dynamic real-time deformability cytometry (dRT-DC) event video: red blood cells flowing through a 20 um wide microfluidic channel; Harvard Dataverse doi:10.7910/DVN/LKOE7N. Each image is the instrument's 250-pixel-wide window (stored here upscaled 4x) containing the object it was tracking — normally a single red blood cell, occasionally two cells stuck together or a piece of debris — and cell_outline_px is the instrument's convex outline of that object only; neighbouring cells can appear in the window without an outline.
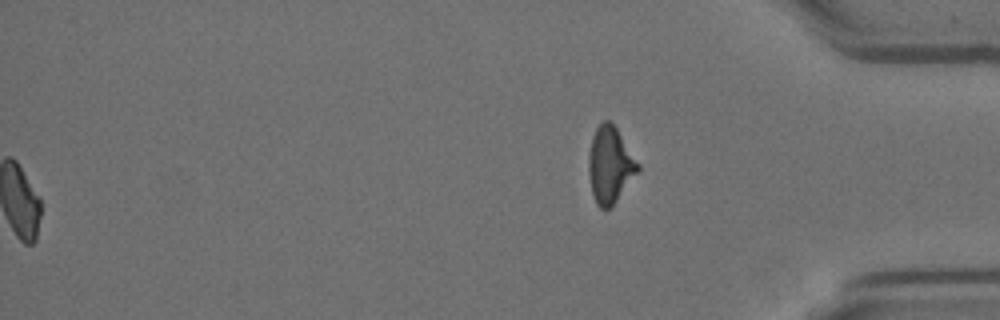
{"species": "Egyptian fruit bat (a non-hibernating species)", "species_latin": "Rousettus aegyptiacus", "temperature_condition": "room temperature", "stored_images_in_passage": 54, "segment_of_instrument_passage": [2, 2], "camera_frame_rate_fps": 3000, "um_per_image_px": 0.085, "animal": {"sex": "female"}, "frame": {"image": 1, "passage_image": 54, "time_ms": 17.667, "image_size_px": [1000, 320], "cell_outline_px": [[640, 168], [612, 204], [608, 208], [600, 208], [596, 204], [592, 192], [588, 172], [588, 156], [592, 136], [596, 128], [604, 120], [608, 120], [616, 128], [640, 164]], "centroid_in_image_um": [51.83, 13.98], "position_along_channel_um": 383.4, "area_um2": 21.39}}